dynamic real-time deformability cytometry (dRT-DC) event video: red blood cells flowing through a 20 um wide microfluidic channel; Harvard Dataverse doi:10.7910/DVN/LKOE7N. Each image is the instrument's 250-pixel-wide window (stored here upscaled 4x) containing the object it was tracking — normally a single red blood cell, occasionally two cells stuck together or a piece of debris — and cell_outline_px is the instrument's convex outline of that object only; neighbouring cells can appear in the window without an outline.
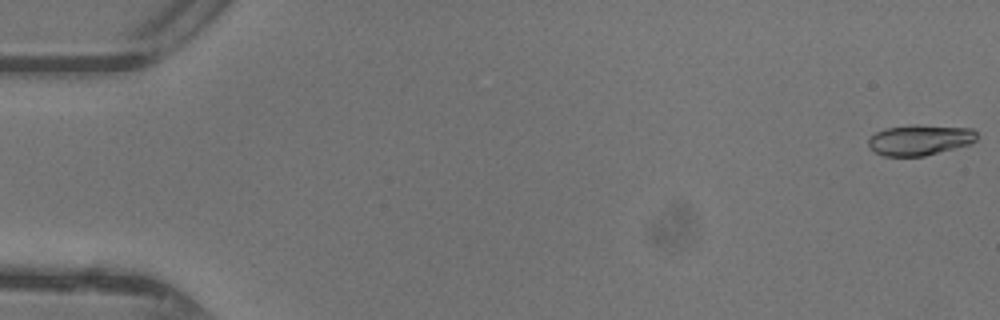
{"species": "common noctule bat (a hibernating species)", "species_latin": "Nyctalus noctula", "temperature_condition": "warm", "stored_images_in_passage": 8, "camera_frame_rate_fps": 3000, "um_per_image_px": 0.085, "animal": {"sex": "female"}, "frame": {"image": 1, "passage_image": 1, "time_ms": 0.0, "image_size_px": [1000, 320], "cell_outline_px": [[976, 140], [972, 144], [924, 156], [884, 156], [872, 152], [868, 144], [868, 140], [876, 132], [888, 128], [912, 124], [916, 124], [972, 128], [976, 132]], "centroid_in_image_um": [78.19, 11.89], "position_along_channel_um": 6.8, "area_um2": 19.54}}